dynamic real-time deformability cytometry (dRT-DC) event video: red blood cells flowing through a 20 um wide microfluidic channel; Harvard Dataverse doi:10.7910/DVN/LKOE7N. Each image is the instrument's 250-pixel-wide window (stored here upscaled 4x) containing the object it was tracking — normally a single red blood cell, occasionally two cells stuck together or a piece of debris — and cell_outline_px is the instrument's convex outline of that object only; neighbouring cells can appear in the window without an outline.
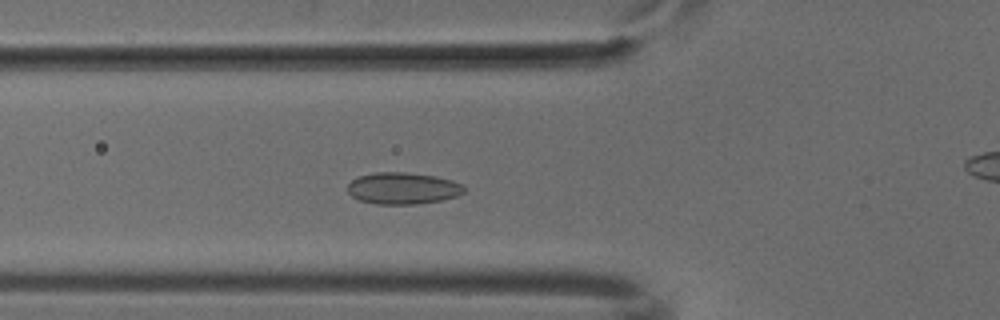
{"species": "common noctule bat (a hibernating species)", "species_latin": "Nyctalus noctula", "temperature_condition": "cold", "stored_images_in_passage": 44, "camera_frame_rate_fps": 3000, "um_per_image_px": 0.085, "animal": {"sex": "male", "body_mass_g": 18.8}, "frame": {"image": 1, "passage_image": 10, "time_ms": 3.0, "image_size_px": [1000, 320], "cell_outline_px": [[464, 192], [456, 196], [440, 200], [416, 204], [376, 204], [360, 200], [352, 196], [348, 192], [348, 184], [352, 180], [360, 176], [376, 172], [404, 172], [436, 176], [452, 180], [464, 184]], "centroid_in_image_um": [34.25, 16.0], "position_along_channel_um": 91.5, "area_um2": 21.44}}
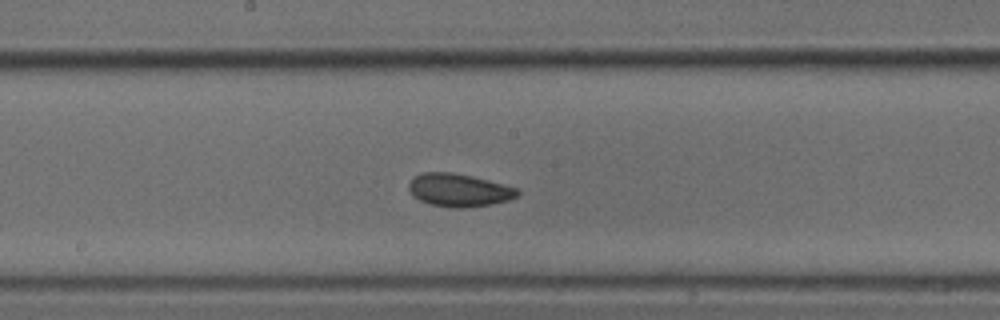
{"frame": {"image": 2, "passage_image": 19, "time_ms": 6.0, "image_size_px": [1000, 320], "cell_outline_px": [[520, 192], [516, 196], [508, 200], [492, 204], [464, 208], [452, 208], [432, 204], [420, 200], [412, 196], [408, 188], [408, 184], [420, 172], [452, 172], [472, 176], [488, 180], [516, 188]], "centroid_in_image_um": [38.98, 16.16], "position_along_channel_um": 209.2, "area_um2": 20.75}}
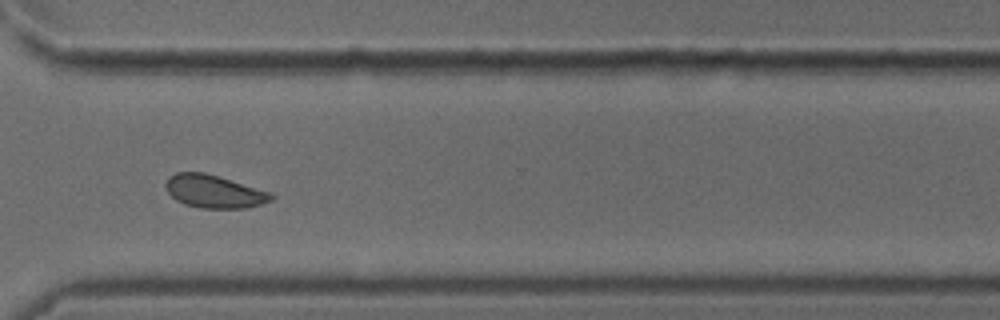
{"frame": {"image": 3, "passage_image": 30, "time_ms": 9.667, "image_size_px": [1000, 320], "cell_outline_px": [[276, 196], [272, 200], [260, 204], [244, 208], [200, 208], [184, 204], [176, 200], [168, 192], [164, 184], [168, 176], [176, 172], [204, 172], [272, 192]], "centroid_in_image_um": [18.19, 16.27], "position_along_channel_um": 352.4, "area_um2": 20.35}}